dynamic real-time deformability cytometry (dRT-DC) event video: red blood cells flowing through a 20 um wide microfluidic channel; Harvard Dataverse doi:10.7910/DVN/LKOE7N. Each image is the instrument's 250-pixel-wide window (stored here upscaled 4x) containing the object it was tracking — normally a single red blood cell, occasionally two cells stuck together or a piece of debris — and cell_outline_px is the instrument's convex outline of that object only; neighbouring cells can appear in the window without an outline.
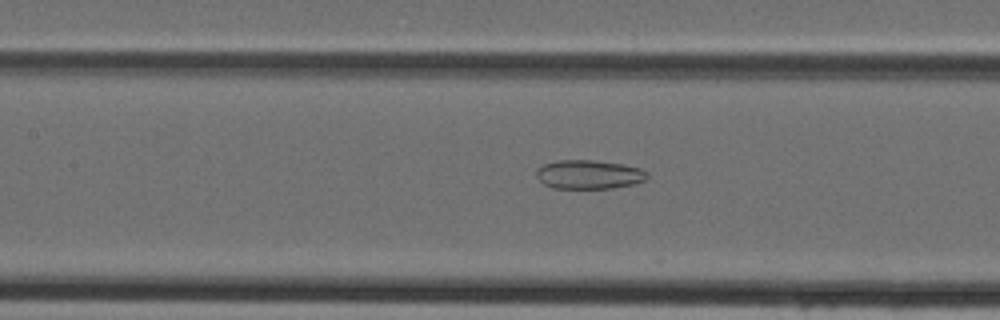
{"species": "Egyptian fruit bat (a non-hibernating species)", "species_latin": "Rousettus aegyptiacus", "temperature_condition": "cold", "stored_images_in_passage": 46, "camera_frame_rate_fps": 3000, "um_per_image_px": 0.085, "animal": {"sex": "female"}, "frame": {"image": 1, "passage_image": 21, "time_ms": 6.667, "image_size_px": [1000, 320], "cell_outline_px": [[648, 176], [644, 180], [632, 184], [612, 188], [552, 188], [544, 184], [536, 176], [536, 168], [544, 164], [560, 160], [592, 160], [624, 164], [640, 168], [648, 172]], "centroid_in_image_um": [50.05, 14.82], "position_along_channel_um": 157.4, "area_um2": 18.67}}
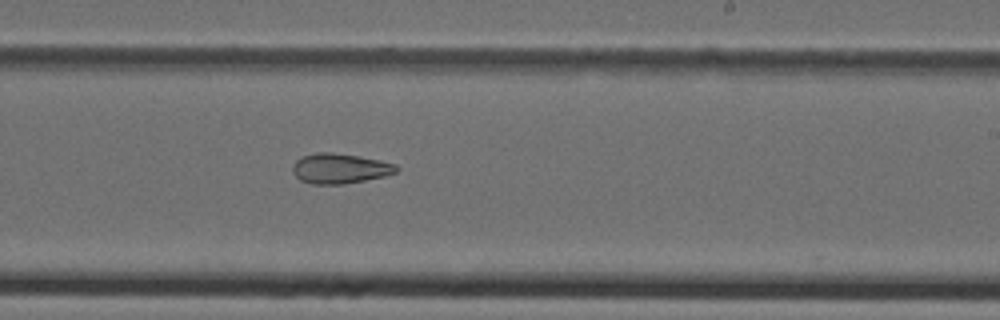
{"frame": {"image": 2, "passage_image": 28, "time_ms": 9.0, "image_size_px": [1000, 320], "cell_outline_px": [[400, 168], [396, 172], [384, 176], [344, 184], [312, 184], [300, 180], [292, 172], [292, 168], [296, 160], [304, 156], [316, 152], [332, 152], [360, 156], [380, 160], [396, 164]], "centroid_in_image_um": [28.89, 14.31], "position_along_channel_um": 260.1, "area_um2": 18.21}}
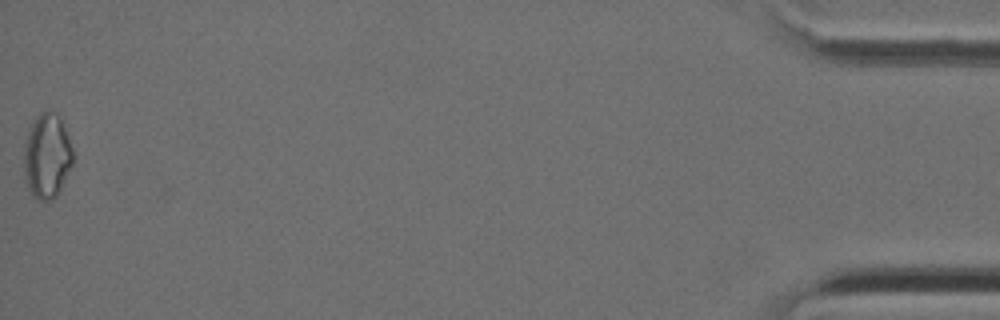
{"frame": {"image": 3, "passage_image": 46, "time_ms": 15.0, "image_size_px": [1000, 320], "cell_outline_px": [[72, 164], [56, 196], [52, 200], [36, 200], [32, 196], [28, 188], [24, 172], [24, 152], [28, 136], [32, 124], [36, 116], [40, 112], [48, 108], [56, 112], [60, 116], [72, 148]], "centroid_in_image_um": [3.99, 13.24], "position_along_channel_um": 431.2, "area_um2": 23.99}}